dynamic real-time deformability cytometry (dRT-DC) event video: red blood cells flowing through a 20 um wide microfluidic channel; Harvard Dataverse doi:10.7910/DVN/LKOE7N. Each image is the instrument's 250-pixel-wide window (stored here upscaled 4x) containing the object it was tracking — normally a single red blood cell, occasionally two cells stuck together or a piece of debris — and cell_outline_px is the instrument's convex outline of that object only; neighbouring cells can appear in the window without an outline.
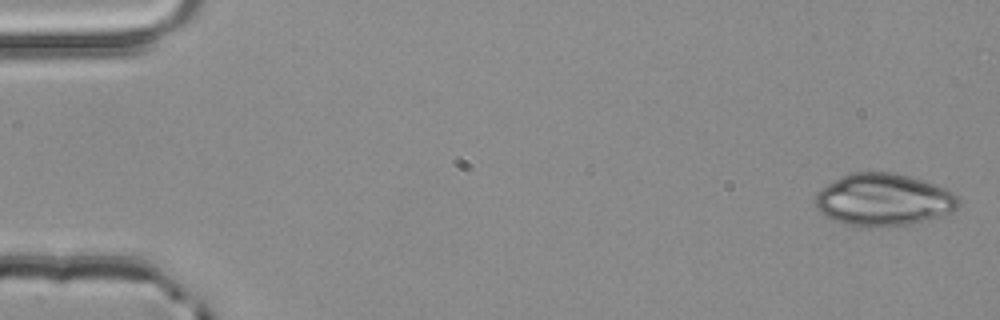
{"species": "common noctule bat (a hibernating species)", "species_latin": "Nyctalus noctula", "temperature_condition": "room temperature", "stored_images_in_passage": 4, "camera_frame_rate_fps": 3000, "um_per_image_px": 0.085, "animal": {"sex": "male", "body_mass_g": 20.4}, "frame": {"image": 1, "passage_image": 1, "time_ms": 0.0, "image_size_px": [1000, 320], "cell_outline_px": [[960, 204], [952, 212], [940, 216], [912, 224], [848, 224], [836, 220], [820, 212], [816, 208], [816, 196], [828, 184], [840, 176], [852, 172], [892, 172], [908, 176], [948, 188], [960, 200]], "centroid_in_image_um": [75.16, 16.94], "position_along_channel_um": 9.8, "area_um2": 42.54}}